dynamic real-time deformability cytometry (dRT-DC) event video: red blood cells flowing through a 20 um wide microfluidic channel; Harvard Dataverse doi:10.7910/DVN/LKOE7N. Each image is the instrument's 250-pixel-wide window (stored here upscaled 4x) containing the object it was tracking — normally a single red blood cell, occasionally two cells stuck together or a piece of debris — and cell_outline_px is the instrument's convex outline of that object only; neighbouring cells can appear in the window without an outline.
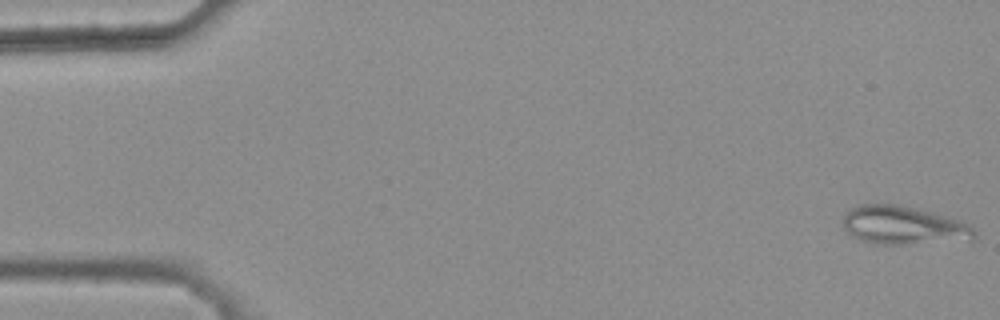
{"species": "common noctule bat (a hibernating species)", "species_latin": "Nyctalus noctula", "temperature_condition": "warm", "stored_images_in_passage": 45, "camera_frame_rate_fps": 3000, "um_per_image_px": 0.085, "animal": {"sex": "female", "body_mass_g": 25.1}, "frame": {"image": 1, "passage_image": 1, "time_ms": 0.0, "image_size_px": [1000, 320], "cell_outline_px": [[976, 240], [904, 244], [872, 244], [860, 240], [852, 236], [844, 228], [844, 216], [848, 208], [860, 204], [896, 204], [916, 208], [932, 212], [968, 224], [976, 232]], "centroid_in_image_um": [76.77, 19.16], "position_along_channel_um": 8.2, "area_um2": 29.48}}
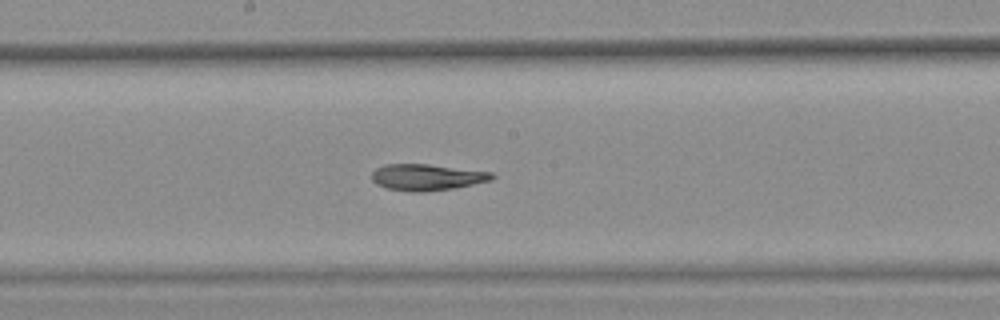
{"frame": {"image": 2, "passage_image": 28, "time_ms": 9.0, "image_size_px": [1000, 320], "cell_outline_px": [[496, 176], [492, 180], [452, 188], [420, 192], [412, 192], [388, 188], [376, 184], [372, 180], [372, 172], [376, 168], [384, 164], [428, 164], [492, 172]], "centroid_in_image_um": [36.27, 15.05], "position_along_channel_um": 211.9, "area_um2": 18.32}}
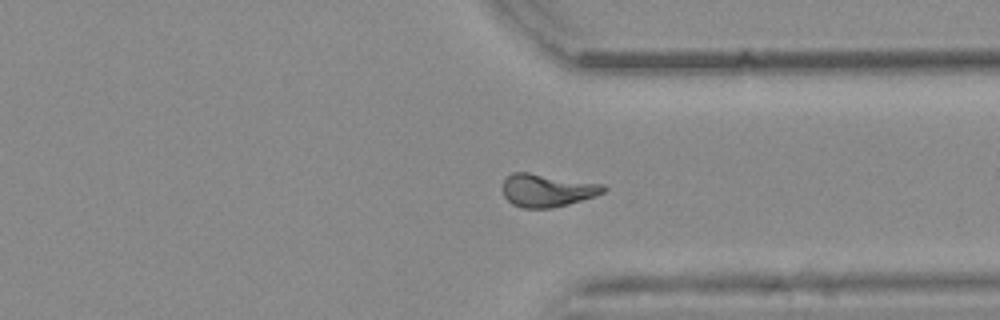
{"frame": {"image": 3, "passage_image": 40, "time_ms": 13.0, "image_size_px": [1000, 320], "cell_outline_px": [[608, 188], [604, 192], [568, 204], [552, 208], [520, 208], [512, 204], [504, 196], [504, 180], [512, 172], [528, 172], [604, 184]], "centroid_in_image_um": [46.5, 16.17], "position_along_channel_um": 364.9, "area_um2": 19.19}, "authors_computed_cell_mechanics": {"area_um2": 19.1318, "velocity_mm_per_s": 3.8217, "shape_relaxation_time_tau1_ms": null, "shape_relaxation_time_tau2_ms": 11.3588, "deformation_change_tau1": null, "deformation_change_tau2": 0.1385}}